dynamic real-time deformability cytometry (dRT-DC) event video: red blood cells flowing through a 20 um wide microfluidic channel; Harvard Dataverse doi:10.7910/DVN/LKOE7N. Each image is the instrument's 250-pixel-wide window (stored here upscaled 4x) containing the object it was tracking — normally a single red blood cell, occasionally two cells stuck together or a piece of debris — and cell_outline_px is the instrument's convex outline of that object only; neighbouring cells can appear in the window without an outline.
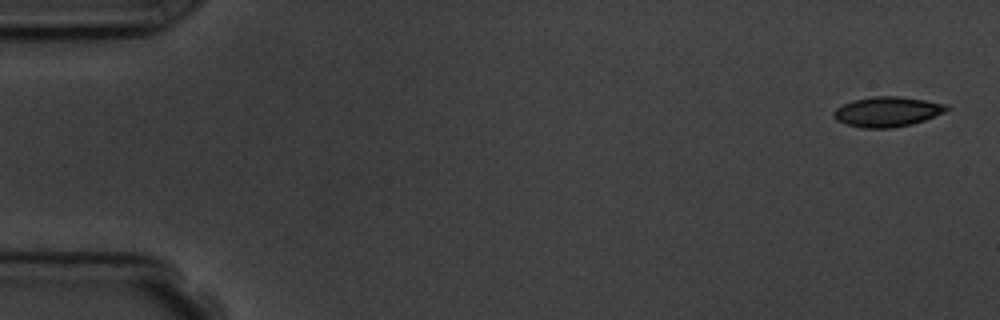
{"species": "common noctule bat (a hibernating species)", "species_latin": "Nyctalus noctula", "temperature_condition": "room temperature", "stored_images_in_passage": 6, "camera_frame_rate_fps": 3000, "um_per_image_px": 0.085, "animal": {"sex": "male", "body_mass_g": 19.5, "forearm_length_mm": 54.6}, "frame": {"image": 1, "passage_image": 1, "time_ms": 0.0, "image_size_px": [1000, 320], "cell_outline_px": [[952, 108], [944, 112], [924, 120], [912, 124], [892, 128], [864, 128], [844, 124], [836, 120], [832, 116], [832, 112], [836, 108], [852, 100], [872, 96], [900, 96], [948, 104]], "centroid_in_image_um": [75.4, 9.49], "position_along_channel_um": 9.6, "area_um2": 19.94}}
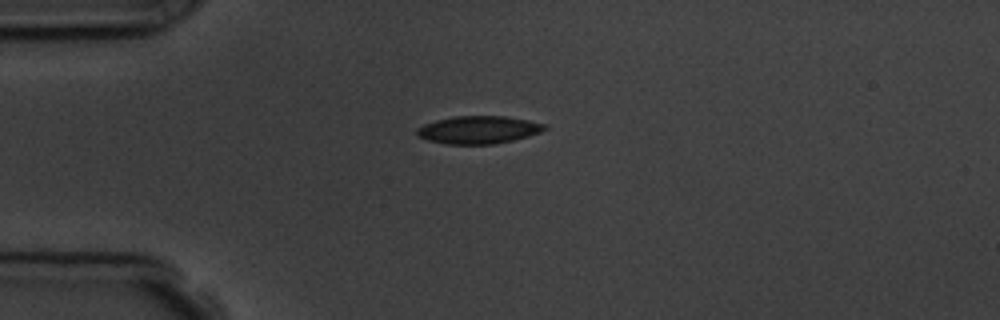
{"frame": {"image": 2, "passage_image": 4, "time_ms": 4.0, "image_size_px": [1000, 320], "cell_outline_px": [[548, 128], [540, 132], [528, 136], [512, 140], [492, 144], [448, 144], [428, 140], [416, 136], [416, 128], [424, 124], [436, 120], [452, 116], [504, 116], [528, 120], [544, 124]], "centroid_in_image_um": [40.63, 11.03], "position_along_channel_um": 44.4, "area_um2": 20.58}}